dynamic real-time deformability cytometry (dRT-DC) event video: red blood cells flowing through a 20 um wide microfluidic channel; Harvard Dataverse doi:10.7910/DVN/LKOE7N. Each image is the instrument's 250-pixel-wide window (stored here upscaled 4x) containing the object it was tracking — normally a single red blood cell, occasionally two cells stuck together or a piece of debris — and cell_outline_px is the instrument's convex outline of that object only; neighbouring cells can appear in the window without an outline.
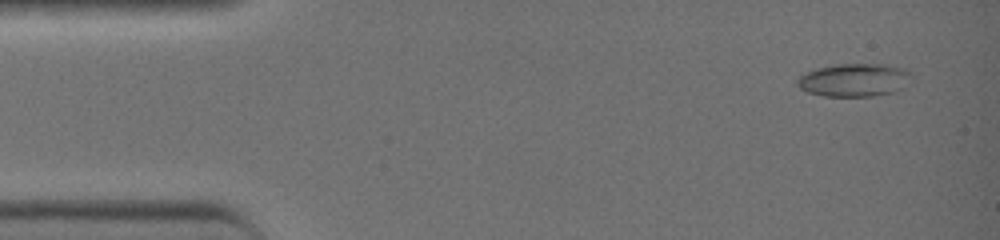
{"species": "common noctule bat (a hibernating species)", "species_latin": "Nyctalus noctula", "temperature_condition": "warm", "stored_images_in_passage": 42, "camera_frame_rate_fps": 3000, "um_per_image_px": 0.085, "animal": {"sex": "female", "body_mass_g": 19.0, "forearm_length_mm": 51.5}, "frame": {"image": 1, "passage_image": 3, "time_ms": 0.667, "image_size_px": [1000, 240], "cell_outline_px": [[912, 76], [900, 88], [892, 92], [872, 96], [824, 96], [808, 92], [800, 88], [796, 84], [796, 80], [800, 76], [816, 68], [836, 64], [888, 64], [904, 68], [912, 72]], "centroid_in_image_um": [72.6, 6.79], "position_along_channel_um": 12.4, "area_um2": 21.91}}
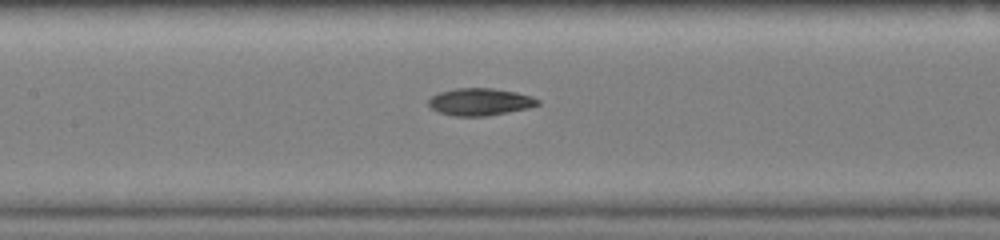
{"frame": {"image": 2, "passage_image": 20, "time_ms": 6.333, "image_size_px": [1000, 240], "cell_outline_px": [[540, 104], [528, 108], [508, 112], [484, 116], [452, 116], [436, 112], [428, 104], [428, 100], [432, 96], [440, 92], [456, 88], [492, 88], [516, 92], [532, 96], [540, 100]], "centroid_in_image_um": [40.79, 8.66], "position_along_channel_um": 166.6, "area_um2": 17.4}}
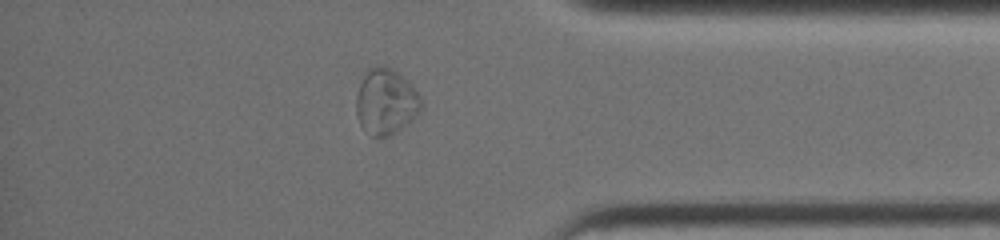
{"frame": {"image": 3, "passage_image": 36, "time_ms": 11.667, "image_size_px": [1000, 240], "cell_outline_px": [[420, 112], [416, 116], [396, 132], [388, 136], [372, 136], [360, 124], [356, 112], [356, 96], [360, 84], [368, 68], [376, 64], [384, 64], [392, 68], [408, 80], [412, 84], [420, 96]], "centroid_in_image_um": [32.79, 8.59], "position_along_channel_um": 402.4, "area_um2": 24.91}, "authors_computed_cell_mechanics": {"area_um2": 18.5249, "velocity_mm_per_s": 4.5919, "shape_relaxation_time_tau1_ms": null, "shape_relaxation_time_tau2_ms": 1.8803, "deformation_change_tau1": null, "deformation_change_tau2": 0.0626}}